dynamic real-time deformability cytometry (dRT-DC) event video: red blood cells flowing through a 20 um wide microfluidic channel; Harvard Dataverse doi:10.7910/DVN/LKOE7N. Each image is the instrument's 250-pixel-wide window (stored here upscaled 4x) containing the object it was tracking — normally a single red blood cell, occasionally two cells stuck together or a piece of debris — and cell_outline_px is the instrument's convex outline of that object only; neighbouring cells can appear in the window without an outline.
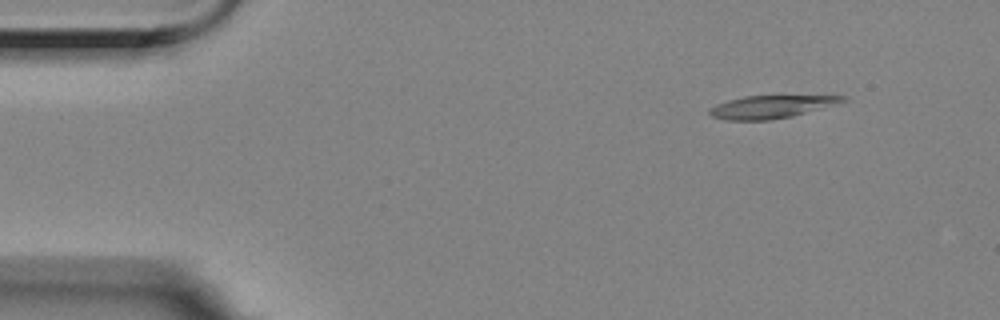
{"species": "Egyptian fruit bat (a non-hibernating species)", "species_latin": "Rousettus aegyptiacus", "temperature_condition": "room temperature", "stored_images_in_passage": 12, "camera_frame_rate_fps": 3000, "um_per_image_px": 0.085, "animal": {"sex": "female"}, "frame": {"image": 1, "passage_image": 2, "time_ms": 0.333, "image_size_px": [1000, 320], "cell_outline_px": [[848, 100], [836, 104], [792, 116], [772, 120], [724, 120], [712, 116], [708, 112], [716, 104], [728, 100], [744, 96], [848, 96]], "centroid_in_image_um": [65.53, 9.08], "position_along_channel_um": 19.5, "area_um2": 17.46}}
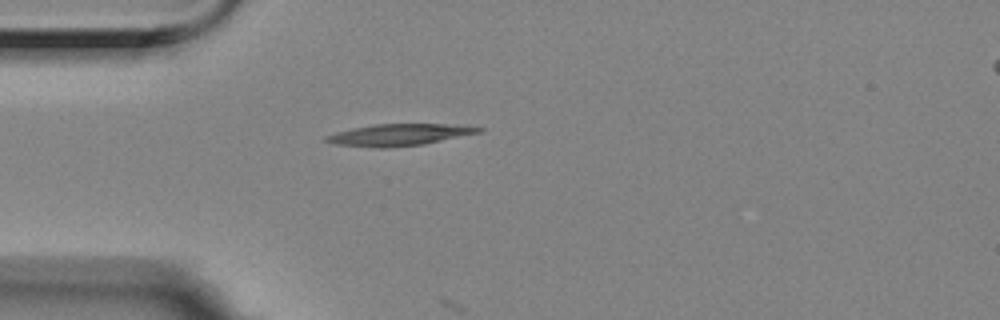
{"frame": {"image": 2, "passage_image": 11, "time_ms": 3.333, "image_size_px": [1000, 320], "cell_outline_px": [[484, 132], [424, 144], [388, 148], [380, 148], [336, 144], [324, 140], [324, 136], [336, 132], [352, 128], [376, 124], [448, 124], [484, 128]], "centroid_in_image_um": [33.95, 11.46], "position_along_channel_um": 51.0, "area_um2": 19.31}}